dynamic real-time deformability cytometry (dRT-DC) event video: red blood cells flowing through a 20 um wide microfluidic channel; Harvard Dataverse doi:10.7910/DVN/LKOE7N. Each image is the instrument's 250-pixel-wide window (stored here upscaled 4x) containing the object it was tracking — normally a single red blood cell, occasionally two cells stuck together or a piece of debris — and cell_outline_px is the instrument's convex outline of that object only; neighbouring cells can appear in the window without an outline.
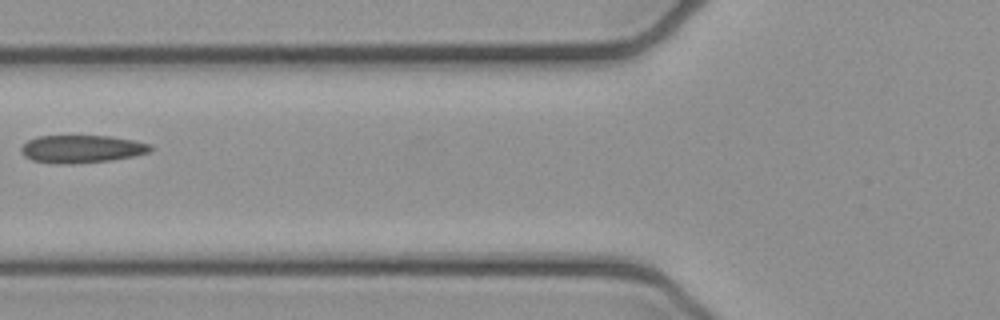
{"species": "common noctule bat (a hibernating species)", "species_latin": "Nyctalus noctula", "temperature_condition": "cold", "stored_images_in_passage": 3, "camera_frame_rate_fps": 3000, "um_per_image_px": 0.085, "animal": {"sex": "female", "body_mass_g": 21.9}, "frame": {"image": 1, "passage_image": 2, "time_ms": 0.333, "image_size_px": [1000, 320], "cell_outline_px": [[152, 152], [112, 160], [72, 164], [64, 164], [32, 160], [24, 156], [20, 152], [20, 148], [28, 140], [36, 136], [108, 136], [132, 140], [152, 144]], "centroid_in_image_um": [6.94, 12.66], "position_along_channel_um": 118.9, "area_um2": 20.92}}
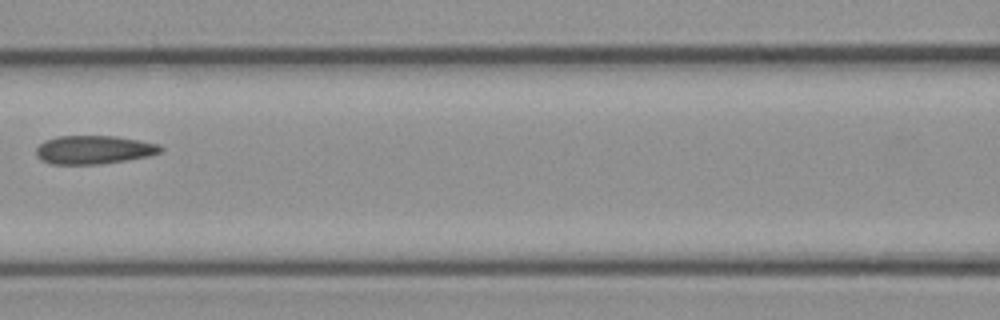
{"frame": {"image": 2, "passage_image": 3, "time_ms": 0.667, "image_size_px": [1000, 320], "cell_outline_px": [[164, 148], [160, 152], [148, 156], [100, 164], [52, 164], [40, 160], [36, 156], [36, 148], [44, 140], [56, 136], [116, 136], [160, 144]], "centroid_in_image_um": [7.95, 12.72], "position_along_channel_um": 158.7, "area_um2": 20.69}}